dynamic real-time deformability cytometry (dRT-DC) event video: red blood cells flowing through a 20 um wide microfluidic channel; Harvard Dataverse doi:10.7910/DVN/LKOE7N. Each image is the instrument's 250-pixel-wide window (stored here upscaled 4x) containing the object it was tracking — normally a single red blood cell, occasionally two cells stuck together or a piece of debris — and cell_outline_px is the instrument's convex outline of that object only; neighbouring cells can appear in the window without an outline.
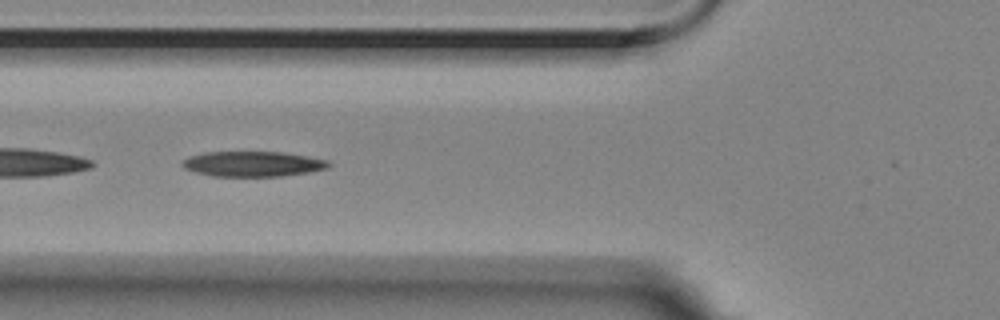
{"species": "Egyptian fruit bat (a non-hibernating species)", "species_latin": "Rousettus aegyptiacus", "temperature_condition": "room temperature", "stored_images_in_passage": 40, "camera_frame_rate_fps": 3000, "um_per_image_px": 0.085, "animal": {"sex": "female"}, "frame": {"image": 1, "passage_image": 4, "time_ms": 1.0, "image_size_px": [1000, 320], "cell_outline_px": [[332, 164], [328, 168], [308, 172], [280, 176], [212, 176], [196, 172], [184, 168], [180, 164], [188, 156], [204, 152], [280, 152], [328, 160]], "centroid_in_image_um": [21.46, 13.93], "position_along_channel_um": 104.3, "area_um2": 21.39}}
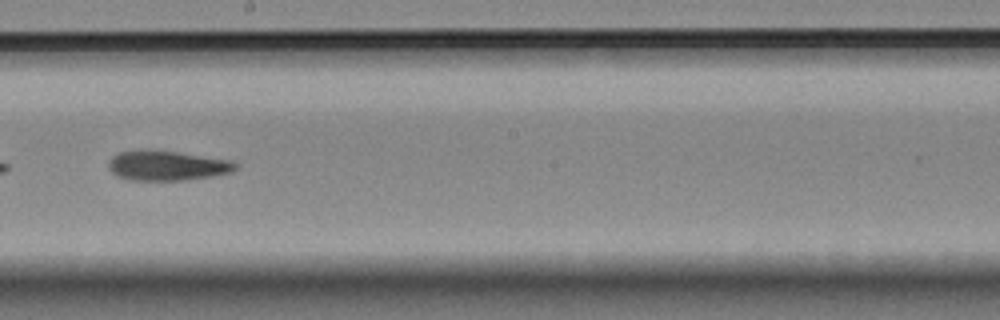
{"frame": {"image": 2, "passage_image": 15, "time_ms": 4.667, "image_size_px": [1000, 320], "cell_outline_px": [[240, 164], [232, 172], [184, 180], [128, 180], [116, 176], [108, 168], [108, 160], [112, 156], [120, 152], [176, 152], [232, 160]], "centroid_in_image_um": [14.22, 14.11], "position_along_channel_um": 234.0, "area_um2": 21.5}}
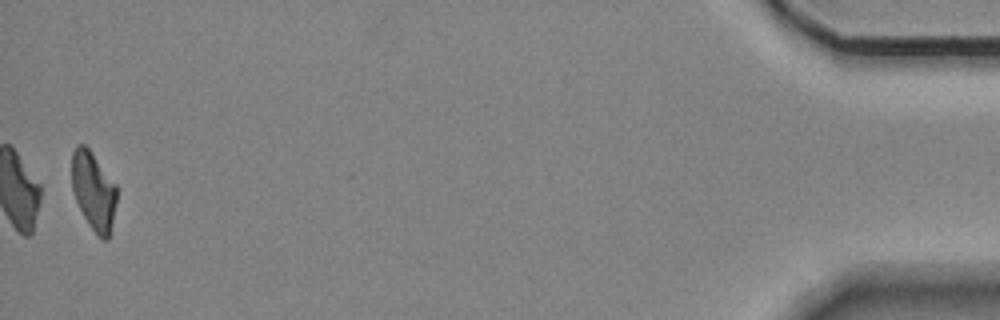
{"frame": {"image": 3, "passage_image": 39, "time_ms": 12.667, "image_size_px": [1000, 320], "cell_outline_px": [[116, 204], [108, 240], [100, 240], [96, 236], [88, 224], [72, 192], [72, 152], [76, 144], [84, 144], [92, 152], [116, 184]], "centroid_in_image_um": [7.94, 16.24], "position_along_channel_um": 427.3, "area_um2": 20.63}, "authors_computed_cell_mechanics": {"area_um2": 21.9929, "velocity_mm_per_s": 3.5378, "shape_relaxation_time_tau1_ms": 6.1671, "shape_relaxation_time_tau2_ms": 4.32, "deformation_change_tau1": 0.1962, "deformation_change_tau2": 0.1274}}